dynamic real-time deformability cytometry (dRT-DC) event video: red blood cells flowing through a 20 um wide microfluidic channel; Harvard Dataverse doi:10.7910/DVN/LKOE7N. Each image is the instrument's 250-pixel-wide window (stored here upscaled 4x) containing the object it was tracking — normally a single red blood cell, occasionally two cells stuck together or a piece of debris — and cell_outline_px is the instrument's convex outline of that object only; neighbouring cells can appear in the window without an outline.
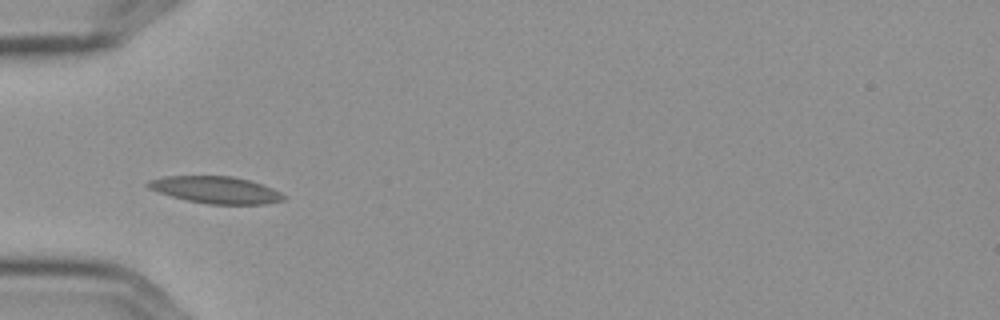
{"species": "Egyptian fruit bat (a non-hibernating species)", "species_latin": "Rousettus aegyptiacus", "temperature_condition": "cold", "stored_images_in_passage": 13, "camera_frame_rate_fps": 3000, "um_per_image_px": 0.085, "frame": {"image": 1, "passage_image": 3, "time_ms": 0.667, "image_size_px": [1000, 320], "cell_outline_px": [[284, 200], [264, 204], [208, 204], [188, 200], [156, 192], [148, 188], [144, 184], [148, 180], [168, 176], [232, 176], [248, 180], [272, 188], [280, 192], [284, 196]], "centroid_in_image_um": [18.29, 16.14], "position_along_channel_um": 66.7, "area_um2": 21.15}}
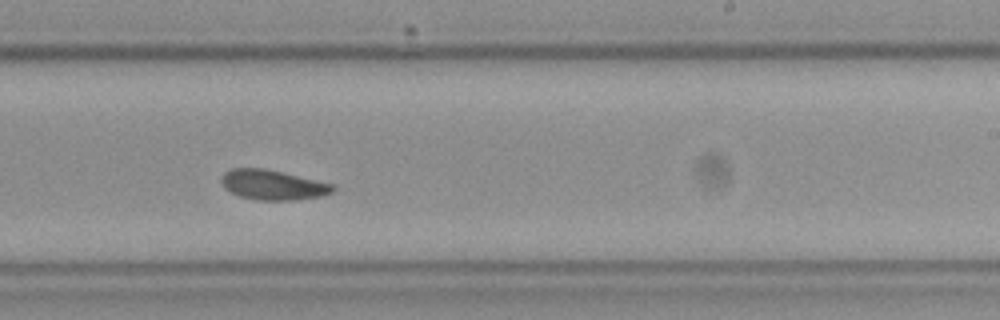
{"frame": {"image": 2, "passage_image": 8, "time_ms": 2.333, "image_size_px": [1000, 320], "cell_outline_px": [[336, 188], [332, 192], [324, 196], [292, 200], [256, 200], [240, 196], [224, 188], [220, 180], [220, 176], [224, 172], [232, 168], [264, 168], [332, 184]], "centroid_in_image_um": [23.15, 15.72], "position_along_channel_um": 265.9, "area_um2": 19.36}}
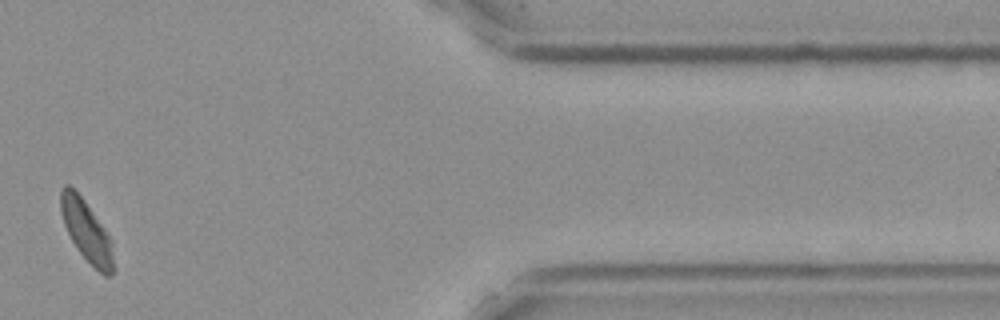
{"frame": {"image": 3, "passage_image": 12, "time_ms": 3.667, "image_size_px": [1000, 320], "cell_outline_px": [[116, 268], [108, 276], [104, 276], [76, 248], [64, 224], [60, 212], [60, 188], [64, 184], [68, 184], [84, 200], [104, 228], [112, 240]], "centroid_in_image_um": [7.37, 19.65], "position_along_channel_um": 404.0, "area_um2": 18.79}}